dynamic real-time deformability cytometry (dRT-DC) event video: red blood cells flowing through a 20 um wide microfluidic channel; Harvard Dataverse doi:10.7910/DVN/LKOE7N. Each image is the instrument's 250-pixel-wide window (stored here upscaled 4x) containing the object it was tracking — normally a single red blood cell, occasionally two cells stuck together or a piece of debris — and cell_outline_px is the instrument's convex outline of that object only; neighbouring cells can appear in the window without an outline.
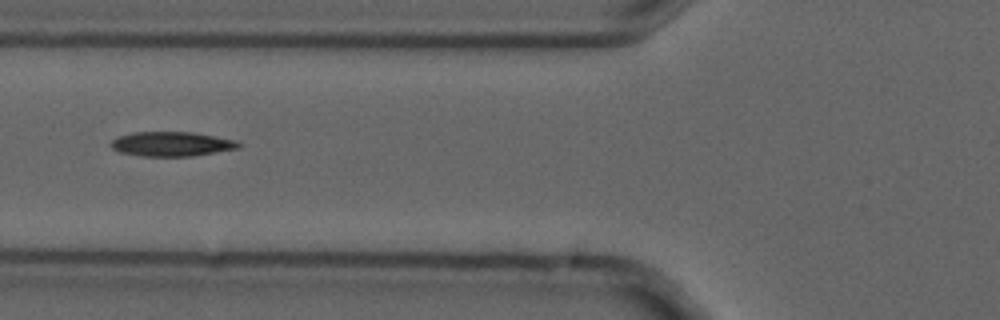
{"species": "common noctule bat (a hibernating species)", "species_latin": "Nyctalus noctula", "temperature_condition": "cold", "stored_images_in_passage": 8, "camera_frame_rate_fps": 3000, "um_per_image_px": 0.085, "animal": {"sex": "male", "forearm_length_mm": 52.5}, "frame": {"image": 1, "passage_image": 6, "time_ms": 1.667, "image_size_px": [1000, 320], "cell_outline_px": [[240, 148], [192, 156], [144, 156], [120, 152], [112, 148], [108, 144], [112, 140], [120, 136], [132, 132], [192, 132], [236, 140], [240, 144]], "centroid_in_image_um": [14.58, 12.24], "position_along_channel_um": 111.2, "area_um2": 18.15}}
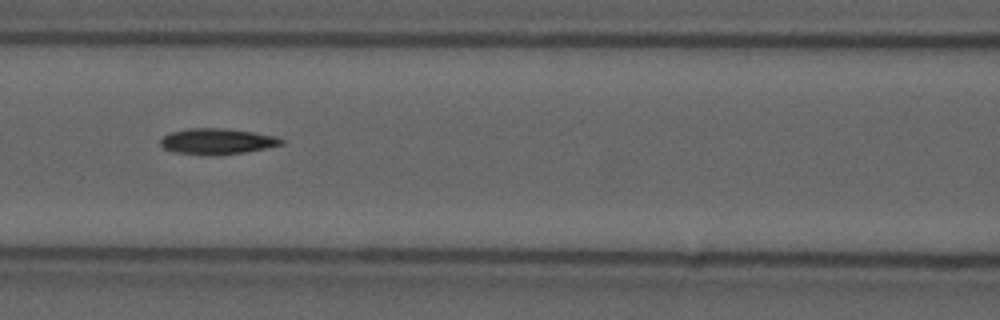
{"frame": {"image": 2, "passage_image": 7, "time_ms": 2.0, "image_size_px": [1000, 320], "cell_outline_px": [[284, 144], [244, 152], [176, 152], [164, 148], [160, 144], [160, 140], [164, 136], [172, 132], [188, 128], [224, 128], [252, 132], [276, 136], [284, 140]], "centroid_in_image_um": [18.49, 11.95], "position_along_channel_um": 148.1, "area_um2": 17.11}}
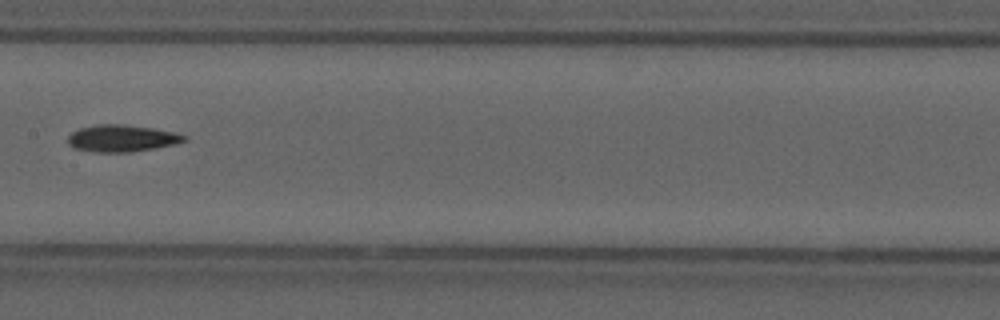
{"frame": {"image": 3, "passage_image": 8, "time_ms": 2.333, "image_size_px": [1000, 320], "cell_outline_px": [[188, 140], [176, 144], [156, 148], [128, 152], [92, 152], [72, 148], [68, 144], [68, 136], [72, 132], [80, 128], [100, 124], [124, 124], [152, 128], [176, 132], [188, 136]], "centroid_in_image_um": [10.38, 11.76], "position_along_channel_um": 197.0, "area_um2": 18.44}}